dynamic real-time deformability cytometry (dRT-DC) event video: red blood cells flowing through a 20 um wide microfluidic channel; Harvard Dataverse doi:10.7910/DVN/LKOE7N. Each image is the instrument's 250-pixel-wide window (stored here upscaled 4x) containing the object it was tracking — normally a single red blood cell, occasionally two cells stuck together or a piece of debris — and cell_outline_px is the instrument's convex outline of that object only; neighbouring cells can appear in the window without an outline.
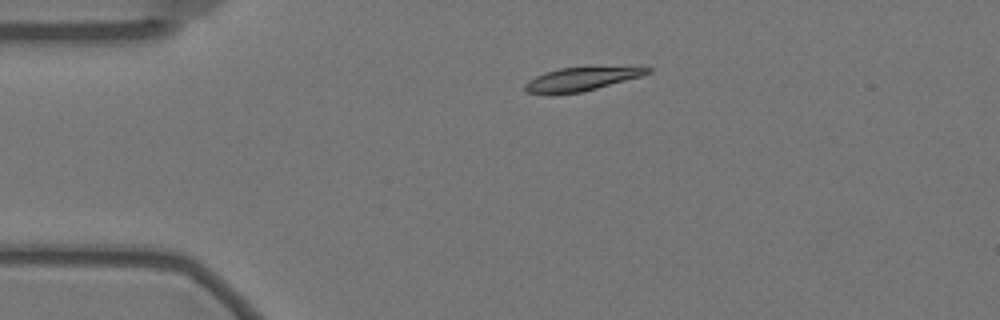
{"species": "Egyptian fruit bat (a non-hibernating species)", "species_latin": "Rousettus aegyptiacus", "temperature_condition": "warm", "stored_images_in_passage": 47, "camera_frame_rate_fps": 3000, "um_per_image_px": 0.085, "animal": {"sex": "female"}, "frame": {"image": 1, "passage_image": 1, "time_ms": 0.0, "image_size_px": [1000, 320], "cell_outline_px": [[652, 72], [640, 76], [596, 88], [580, 92], [528, 92], [524, 88], [524, 84], [528, 80], [544, 72], [560, 68], [636, 64], [640, 64], [652, 68]], "centroid_in_image_um": [49.61, 6.62], "position_along_channel_um": 35.4, "area_um2": 16.99}}
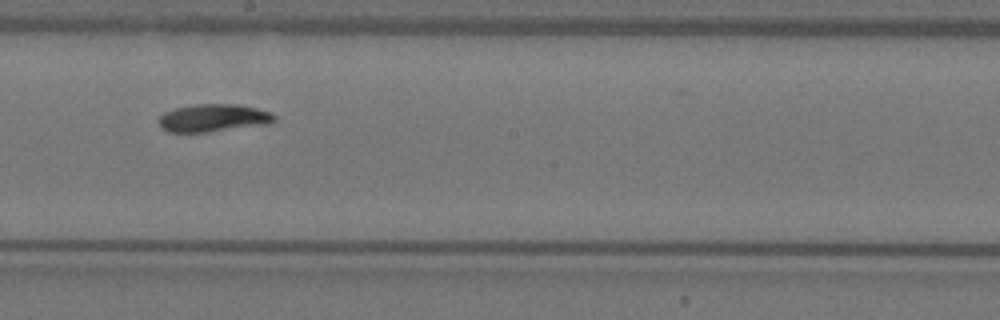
{"frame": {"image": 2, "passage_image": 21, "time_ms": 6.667, "image_size_px": [1000, 320], "cell_outline_px": [[276, 120], [272, 124], [208, 132], [168, 132], [160, 128], [160, 116], [164, 112], [176, 108], [196, 104], [236, 104], [256, 108], [272, 112], [276, 116]], "centroid_in_image_um": [18.19, 10.03], "position_along_channel_um": 230.0, "area_um2": 18.84}}
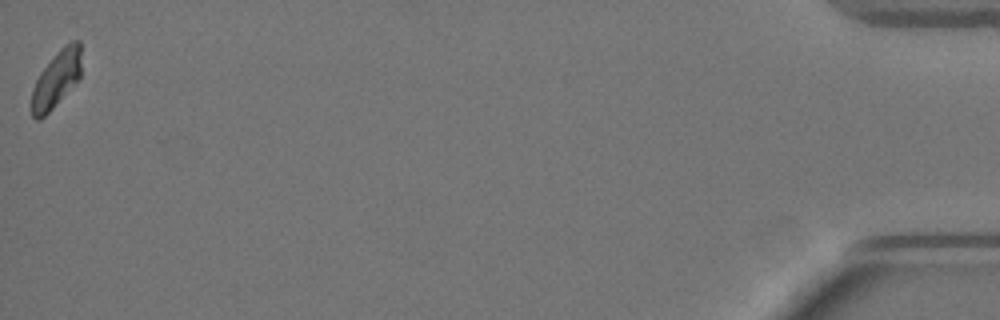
{"frame": {"image": 3, "passage_image": 47, "time_ms": 15.333, "image_size_px": [1000, 320], "cell_outline_px": [[80, 76], [52, 108], [40, 120], [36, 120], [32, 116], [32, 88], [40, 72], [56, 52], [64, 44], [72, 40], [80, 40]], "centroid_in_image_um": [4.77, 6.69], "position_along_channel_um": 430.4, "area_um2": 16.07}, "authors_computed_cell_mechanics": {"area_um2": 18.0914, "velocity_mm_per_s": 3.4619, "shape_relaxation_time_tau1_ms": 3.7482, "shape_relaxation_time_tau2_ms": null, "deformation_change_tau1": 0.1723, "deformation_change_tau2": null}}